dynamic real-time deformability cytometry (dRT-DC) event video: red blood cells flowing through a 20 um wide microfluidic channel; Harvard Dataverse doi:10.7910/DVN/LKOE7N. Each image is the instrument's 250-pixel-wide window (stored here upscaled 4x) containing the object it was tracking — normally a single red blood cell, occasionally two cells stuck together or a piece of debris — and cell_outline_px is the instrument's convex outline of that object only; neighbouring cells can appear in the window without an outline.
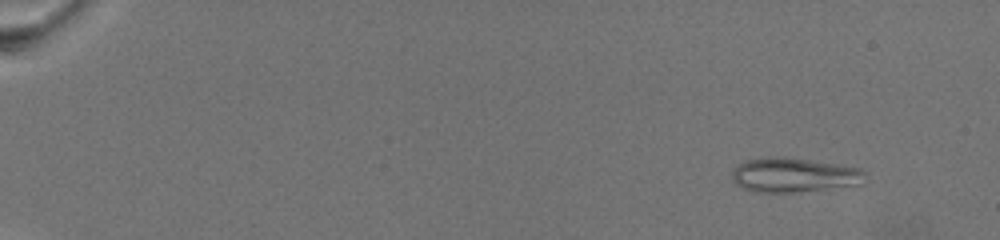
{"species": "common noctule bat (a hibernating species)", "species_latin": "Nyctalus noctula", "temperature_condition": "warm", "stored_images_in_passage": 65, "camera_frame_rate_fps": 3000, "um_per_image_px": 0.085, "animal": {"sex": "female", "body_mass_g": 19.5, "forearm_length_mm": 54.1}, "frame": {"image": 1, "passage_image": 1, "time_ms": 0.0, "image_size_px": [1000, 240], "cell_outline_px": [[864, 172], [856, 184], [792, 192], [756, 192], [740, 188], [732, 180], [732, 172], [740, 164], [748, 160], [772, 156], [784, 156], [860, 168]], "centroid_in_image_um": [67.35, 14.86], "position_along_channel_um": 17.7, "area_um2": 25.89}}
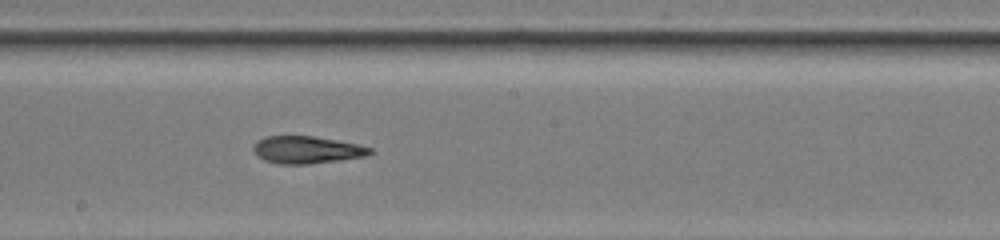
{"frame": {"image": 2, "passage_image": 37, "time_ms": 12.0, "image_size_px": [1000, 240], "cell_outline_px": [[376, 152], [368, 156], [308, 164], [276, 164], [264, 160], [256, 156], [252, 148], [260, 140], [268, 136], [312, 136], [336, 140], [356, 144], [372, 148]], "centroid_in_image_um": [26.1, 12.75], "position_along_channel_um": 222.1, "area_um2": 18.55}}
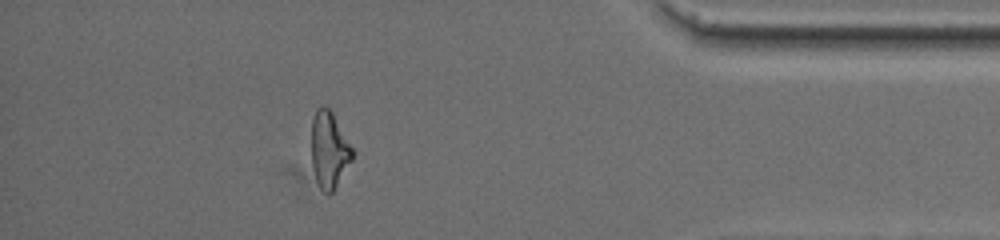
{"frame": {"image": 3, "passage_image": 58, "time_ms": 19.0, "image_size_px": [1000, 240], "cell_outline_px": [[356, 152], [352, 160], [332, 192], [324, 192], [320, 188], [316, 180], [312, 168], [312, 120], [316, 108], [320, 104], [324, 104], [332, 112]], "centroid_in_image_um": [27.99, 12.69], "position_along_channel_um": 407.2, "area_um2": 18.38}, "authors_computed_cell_mechanics": {"area_um2": 19.3052, "velocity_mm_per_s": 3.0856, "shape_relaxation_time_tau1_ms": null, "shape_relaxation_time_tau2_ms": 2.6013, "deformation_change_tau1": null, "deformation_change_tau2": 0.108}}